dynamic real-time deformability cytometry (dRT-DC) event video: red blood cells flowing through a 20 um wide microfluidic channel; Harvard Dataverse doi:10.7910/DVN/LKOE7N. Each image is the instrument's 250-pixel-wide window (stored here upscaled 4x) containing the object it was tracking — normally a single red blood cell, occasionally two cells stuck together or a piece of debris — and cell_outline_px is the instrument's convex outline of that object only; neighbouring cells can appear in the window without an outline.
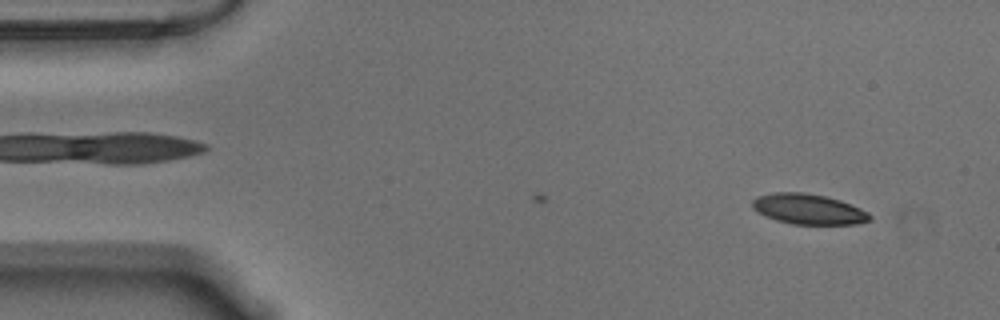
{"species": "Egyptian fruit bat (a non-hibernating species)", "species_latin": "Rousettus aegyptiacus", "temperature_condition": "warm", "stored_images_in_passage": 15, "camera_frame_rate_fps": 3000, "um_per_image_px": 0.085, "animal": {"sex": "male"}, "frame": {"image": 1, "passage_image": 15, "time_ms": 4.667, "image_size_px": [1000, 320], "cell_outline_px": [[872, 220], [856, 224], [792, 224], [776, 220], [752, 208], [752, 200], [756, 196], [772, 192], [804, 192], [824, 196], [840, 200], [860, 208], [868, 212], [872, 216]], "centroid_in_image_um": [68.73, 17.77], "position_along_channel_um": 16.3, "area_um2": 20.75}}